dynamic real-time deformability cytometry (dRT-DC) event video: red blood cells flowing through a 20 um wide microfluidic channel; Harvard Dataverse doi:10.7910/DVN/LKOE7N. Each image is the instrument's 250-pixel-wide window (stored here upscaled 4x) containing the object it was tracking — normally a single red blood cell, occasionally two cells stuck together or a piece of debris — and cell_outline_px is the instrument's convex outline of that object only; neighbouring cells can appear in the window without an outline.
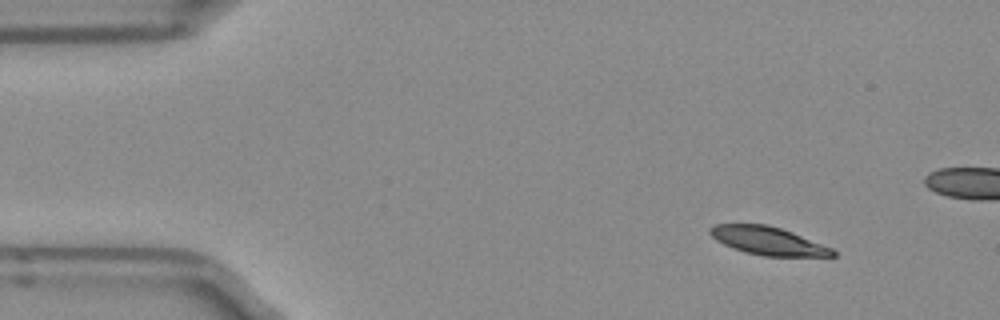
{"species": "Egyptian fruit bat (a non-hibernating species)", "species_latin": "Rousettus aegyptiacus", "temperature_condition": "room temperature", "stored_images_in_passage": 11, "camera_frame_rate_fps": 3000, "um_per_image_px": 0.085, "frame": {"image": 1, "passage_image": 1, "time_ms": 0.0, "image_size_px": [1000, 320], "cell_outline_px": [[836, 256], [764, 256], [744, 252], [732, 248], [716, 240], [708, 232], [708, 228], [716, 224], [768, 224], [792, 232], [832, 248], [836, 252]], "centroid_in_image_um": [65.25, 20.47], "position_along_channel_um": 19.7, "area_um2": 20.06}}